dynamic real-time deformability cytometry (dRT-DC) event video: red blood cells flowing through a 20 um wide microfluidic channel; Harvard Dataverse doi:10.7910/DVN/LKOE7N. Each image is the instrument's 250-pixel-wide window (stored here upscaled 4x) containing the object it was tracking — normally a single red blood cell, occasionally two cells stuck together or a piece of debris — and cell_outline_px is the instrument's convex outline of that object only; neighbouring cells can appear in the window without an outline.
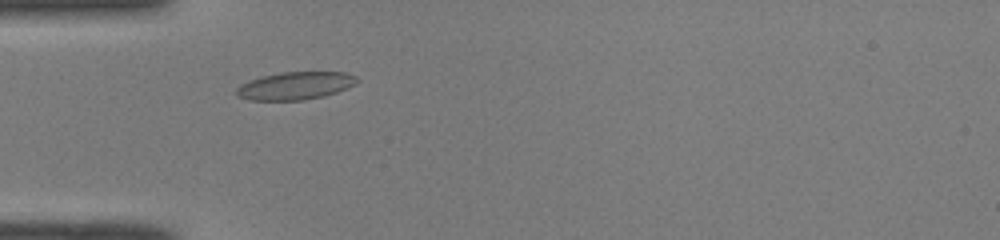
{"species": "common noctule bat (a hibernating species)", "species_latin": "Nyctalus noctula", "temperature_condition": "room temperature", "stored_images_in_passage": 35, "camera_frame_rate_fps": 3000, "um_per_image_px": 0.085, "animal": {"sex": "male", "body_mass_g": 19.0, "forearm_length_mm": 50.8}, "frame": {"image": 1, "passage_image": 1, "time_ms": 0.0, "image_size_px": [1000, 240], "cell_outline_px": [[360, 80], [356, 84], [348, 88], [324, 96], [304, 100], [248, 100], [236, 96], [236, 88], [240, 84], [264, 76], [280, 72], [344, 72], [356, 76]], "centroid_in_image_um": [25.12, 7.29], "position_along_channel_um": 59.9, "area_um2": 19.54}}
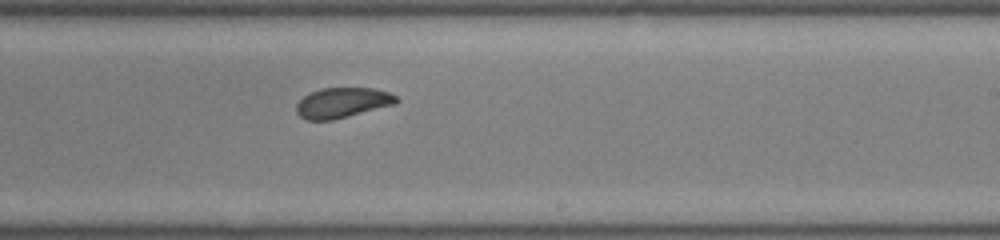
{"frame": {"image": 2, "passage_image": 16, "time_ms": 5.0, "image_size_px": [1000, 240], "cell_outline_px": [[400, 100], [396, 104], [332, 120], [308, 120], [300, 116], [296, 112], [296, 104], [304, 96], [320, 88], [372, 88], [388, 92], [396, 96]], "centroid_in_image_um": [29.11, 8.73], "position_along_channel_um": 259.9, "area_um2": 17.51}}
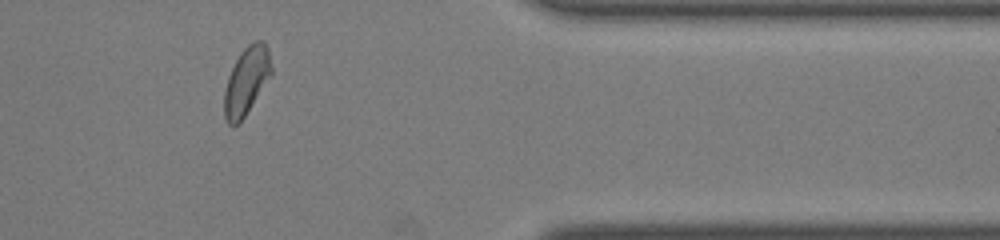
{"frame": {"image": 3, "passage_image": 27, "time_ms": 8.667, "image_size_px": [1000, 240], "cell_outline_px": [[272, 76], [244, 116], [232, 128], [228, 124], [224, 116], [224, 88], [228, 76], [240, 52], [248, 44], [256, 40], [264, 40], [268, 48], [272, 68]], "centroid_in_image_um": [20.96, 6.86], "position_along_channel_um": 390.4, "area_um2": 18.73}, "authors_computed_cell_mechanics": {"area_um2": 18.3804, "velocity_mm_per_s": 4.0705, "shape_relaxation_time_tau1_ms": 2.8607, "shape_relaxation_time_tau2_ms": 1.236, "deformation_change_tau1": 0.1181, "deformation_change_tau2": 0.0511}}